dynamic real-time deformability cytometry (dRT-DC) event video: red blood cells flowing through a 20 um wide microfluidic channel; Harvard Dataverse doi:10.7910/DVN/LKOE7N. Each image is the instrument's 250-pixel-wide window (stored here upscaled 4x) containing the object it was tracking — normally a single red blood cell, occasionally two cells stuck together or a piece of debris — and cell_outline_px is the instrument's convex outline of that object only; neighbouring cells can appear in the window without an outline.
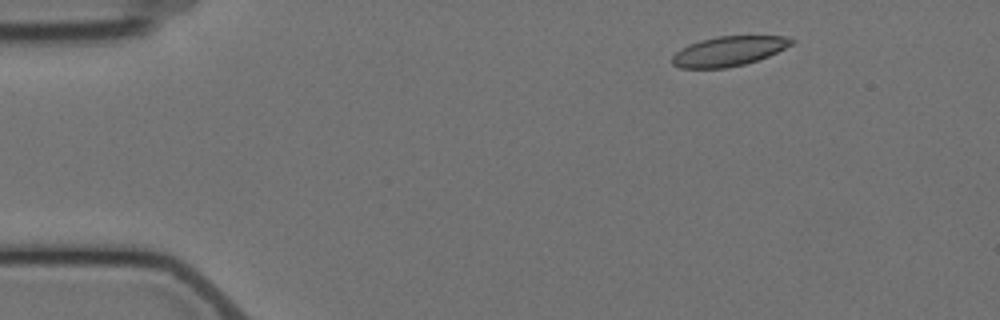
{"species": "Egyptian fruit bat (a non-hibernating species)", "species_latin": "Rousettus aegyptiacus", "temperature_condition": "cold", "stored_images_in_passage": 5, "camera_frame_rate_fps": 3000, "um_per_image_px": 0.085, "animal": {"sex": "female"}, "frame": {"image": 1, "passage_image": 1, "time_ms": 0.0, "image_size_px": [1000, 320], "cell_outline_px": [[796, 40], [792, 44], [768, 56], [744, 64], [724, 68], [680, 68], [672, 64], [672, 56], [680, 48], [688, 44], [700, 40], [720, 36], [784, 36]], "centroid_in_image_um": [61.9, 4.34], "position_along_channel_um": 23.1, "area_um2": 20.52}}
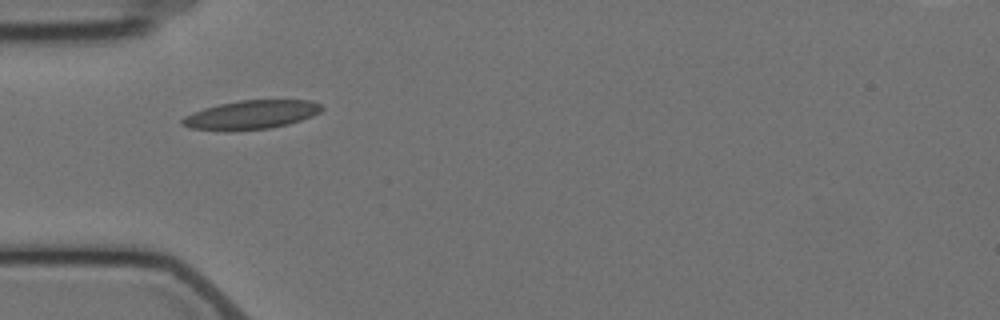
{"frame": {"image": 2, "passage_image": 4, "time_ms": 3.333, "image_size_px": [1000, 320], "cell_outline_px": [[324, 108], [320, 112], [312, 116], [288, 124], [268, 128], [224, 132], [188, 128], [180, 124], [180, 120], [184, 116], [192, 112], [204, 108], [220, 104], [240, 100], [312, 100], [320, 104]], "centroid_in_image_um": [21.29, 9.77], "position_along_channel_um": 63.7, "area_um2": 23.7}}
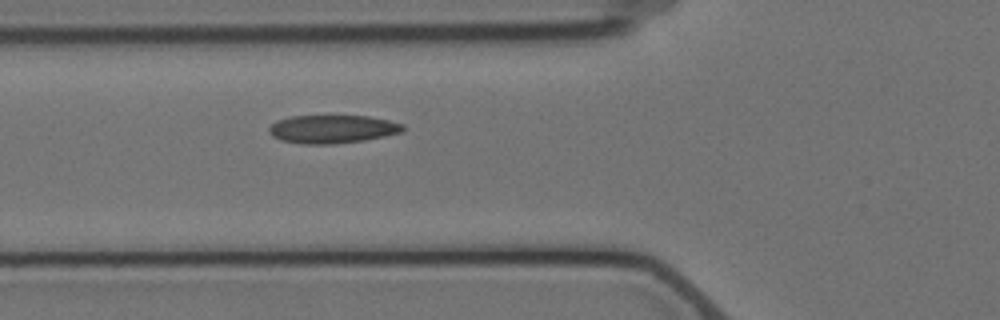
{"frame": {"image": 3, "passage_image": 5, "time_ms": 4.333, "image_size_px": [1000, 320], "cell_outline_px": [[404, 132], [364, 140], [332, 144], [300, 144], [280, 140], [272, 136], [268, 132], [268, 128], [276, 120], [292, 116], [368, 116], [388, 120], [404, 124]], "centroid_in_image_um": [28.23, 10.97], "position_along_channel_um": 97.6, "area_um2": 22.14}}